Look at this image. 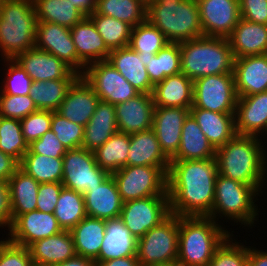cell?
I'll list each match as a JSON object with an SVG mask.
<instances>
[{"label": "cell", "mask_w": 267, "mask_h": 266, "mask_svg": "<svg viewBox=\"0 0 267 266\" xmlns=\"http://www.w3.org/2000/svg\"><path fill=\"white\" fill-rule=\"evenodd\" d=\"M217 174L215 158L170 161L167 174L170 212L208 217L213 208Z\"/></svg>", "instance_id": "cell-1"}, {"label": "cell", "mask_w": 267, "mask_h": 266, "mask_svg": "<svg viewBox=\"0 0 267 266\" xmlns=\"http://www.w3.org/2000/svg\"><path fill=\"white\" fill-rule=\"evenodd\" d=\"M262 142L261 137L236 134L216 149L218 174L261 192L267 182V152Z\"/></svg>", "instance_id": "cell-2"}, {"label": "cell", "mask_w": 267, "mask_h": 266, "mask_svg": "<svg viewBox=\"0 0 267 266\" xmlns=\"http://www.w3.org/2000/svg\"><path fill=\"white\" fill-rule=\"evenodd\" d=\"M210 217L179 216L178 257L181 266H208L215 250L230 235Z\"/></svg>", "instance_id": "cell-3"}, {"label": "cell", "mask_w": 267, "mask_h": 266, "mask_svg": "<svg viewBox=\"0 0 267 266\" xmlns=\"http://www.w3.org/2000/svg\"><path fill=\"white\" fill-rule=\"evenodd\" d=\"M146 20L172 43L203 36L197 0H147Z\"/></svg>", "instance_id": "cell-4"}, {"label": "cell", "mask_w": 267, "mask_h": 266, "mask_svg": "<svg viewBox=\"0 0 267 266\" xmlns=\"http://www.w3.org/2000/svg\"><path fill=\"white\" fill-rule=\"evenodd\" d=\"M181 73L192 81L233 73L234 56L228 38L202 36L180 43Z\"/></svg>", "instance_id": "cell-5"}, {"label": "cell", "mask_w": 267, "mask_h": 266, "mask_svg": "<svg viewBox=\"0 0 267 266\" xmlns=\"http://www.w3.org/2000/svg\"><path fill=\"white\" fill-rule=\"evenodd\" d=\"M37 18L32 0L0 1V51L3 59L35 47Z\"/></svg>", "instance_id": "cell-6"}, {"label": "cell", "mask_w": 267, "mask_h": 266, "mask_svg": "<svg viewBox=\"0 0 267 266\" xmlns=\"http://www.w3.org/2000/svg\"><path fill=\"white\" fill-rule=\"evenodd\" d=\"M260 192L252 185L226 178L220 174L216 176L214 203L211 214L208 216L216 220L219 215L233 220L241 225L254 226V220L258 218V206L254 198ZM257 206V207H256ZM219 215H218V214Z\"/></svg>", "instance_id": "cell-7"}, {"label": "cell", "mask_w": 267, "mask_h": 266, "mask_svg": "<svg viewBox=\"0 0 267 266\" xmlns=\"http://www.w3.org/2000/svg\"><path fill=\"white\" fill-rule=\"evenodd\" d=\"M179 216L170 214L137 242L140 266L169 264L178 257Z\"/></svg>", "instance_id": "cell-8"}, {"label": "cell", "mask_w": 267, "mask_h": 266, "mask_svg": "<svg viewBox=\"0 0 267 266\" xmlns=\"http://www.w3.org/2000/svg\"><path fill=\"white\" fill-rule=\"evenodd\" d=\"M169 167L125 166L111 175L115 179L123 202L150 196H162L167 191Z\"/></svg>", "instance_id": "cell-9"}, {"label": "cell", "mask_w": 267, "mask_h": 266, "mask_svg": "<svg viewBox=\"0 0 267 266\" xmlns=\"http://www.w3.org/2000/svg\"><path fill=\"white\" fill-rule=\"evenodd\" d=\"M237 100L233 73L208 75L193 81L191 107L218 113H235Z\"/></svg>", "instance_id": "cell-10"}, {"label": "cell", "mask_w": 267, "mask_h": 266, "mask_svg": "<svg viewBox=\"0 0 267 266\" xmlns=\"http://www.w3.org/2000/svg\"><path fill=\"white\" fill-rule=\"evenodd\" d=\"M170 214V201L166 191L162 196H150L124 202L120 219L138 240Z\"/></svg>", "instance_id": "cell-11"}, {"label": "cell", "mask_w": 267, "mask_h": 266, "mask_svg": "<svg viewBox=\"0 0 267 266\" xmlns=\"http://www.w3.org/2000/svg\"><path fill=\"white\" fill-rule=\"evenodd\" d=\"M109 175L97 165L94 153L85 148L67 150L63 156L61 183L67 189L84 194L101 185Z\"/></svg>", "instance_id": "cell-12"}, {"label": "cell", "mask_w": 267, "mask_h": 266, "mask_svg": "<svg viewBox=\"0 0 267 266\" xmlns=\"http://www.w3.org/2000/svg\"><path fill=\"white\" fill-rule=\"evenodd\" d=\"M81 76L101 101L113 105L126 102L140 94L107 60L87 65Z\"/></svg>", "instance_id": "cell-13"}, {"label": "cell", "mask_w": 267, "mask_h": 266, "mask_svg": "<svg viewBox=\"0 0 267 266\" xmlns=\"http://www.w3.org/2000/svg\"><path fill=\"white\" fill-rule=\"evenodd\" d=\"M203 36L228 38L240 19L239 0H197Z\"/></svg>", "instance_id": "cell-14"}, {"label": "cell", "mask_w": 267, "mask_h": 266, "mask_svg": "<svg viewBox=\"0 0 267 266\" xmlns=\"http://www.w3.org/2000/svg\"><path fill=\"white\" fill-rule=\"evenodd\" d=\"M8 230V240L26 248L35 241L63 231L53 213L37 209L17 216Z\"/></svg>", "instance_id": "cell-15"}, {"label": "cell", "mask_w": 267, "mask_h": 266, "mask_svg": "<svg viewBox=\"0 0 267 266\" xmlns=\"http://www.w3.org/2000/svg\"><path fill=\"white\" fill-rule=\"evenodd\" d=\"M33 82L55 79H78L81 75L53 54L36 47L14 58Z\"/></svg>", "instance_id": "cell-16"}, {"label": "cell", "mask_w": 267, "mask_h": 266, "mask_svg": "<svg viewBox=\"0 0 267 266\" xmlns=\"http://www.w3.org/2000/svg\"><path fill=\"white\" fill-rule=\"evenodd\" d=\"M190 108L155 106L152 129L157 136L161 151L171 160L178 152L181 132Z\"/></svg>", "instance_id": "cell-17"}, {"label": "cell", "mask_w": 267, "mask_h": 266, "mask_svg": "<svg viewBox=\"0 0 267 266\" xmlns=\"http://www.w3.org/2000/svg\"><path fill=\"white\" fill-rule=\"evenodd\" d=\"M70 33L77 52L79 75L84 73L87 65L108 59L111 51L88 16L71 27Z\"/></svg>", "instance_id": "cell-18"}, {"label": "cell", "mask_w": 267, "mask_h": 266, "mask_svg": "<svg viewBox=\"0 0 267 266\" xmlns=\"http://www.w3.org/2000/svg\"><path fill=\"white\" fill-rule=\"evenodd\" d=\"M35 47L53 54L77 72V52L69 28L37 21Z\"/></svg>", "instance_id": "cell-19"}, {"label": "cell", "mask_w": 267, "mask_h": 266, "mask_svg": "<svg viewBox=\"0 0 267 266\" xmlns=\"http://www.w3.org/2000/svg\"><path fill=\"white\" fill-rule=\"evenodd\" d=\"M155 103L152 93H140L115 105L118 132L132 135L152 128Z\"/></svg>", "instance_id": "cell-20"}, {"label": "cell", "mask_w": 267, "mask_h": 266, "mask_svg": "<svg viewBox=\"0 0 267 266\" xmlns=\"http://www.w3.org/2000/svg\"><path fill=\"white\" fill-rule=\"evenodd\" d=\"M233 74L238 97L267 91V54L235 59Z\"/></svg>", "instance_id": "cell-21"}, {"label": "cell", "mask_w": 267, "mask_h": 266, "mask_svg": "<svg viewBox=\"0 0 267 266\" xmlns=\"http://www.w3.org/2000/svg\"><path fill=\"white\" fill-rule=\"evenodd\" d=\"M100 101L93 88L80 76L67 91L57 112L73 123H88Z\"/></svg>", "instance_id": "cell-22"}, {"label": "cell", "mask_w": 267, "mask_h": 266, "mask_svg": "<svg viewBox=\"0 0 267 266\" xmlns=\"http://www.w3.org/2000/svg\"><path fill=\"white\" fill-rule=\"evenodd\" d=\"M266 126L267 91L238 97L235 111L236 134L258 137L265 132Z\"/></svg>", "instance_id": "cell-23"}, {"label": "cell", "mask_w": 267, "mask_h": 266, "mask_svg": "<svg viewBox=\"0 0 267 266\" xmlns=\"http://www.w3.org/2000/svg\"><path fill=\"white\" fill-rule=\"evenodd\" d=\"M83 196L87 216L104 220L120 217L124 202L111 174L101 185L94 186Z\"/></svg>", "instance_id": "cell-24"}, {"label": "cell", "mask_w": 267, "mask_h": 266, "mask_svg": "<svg viewBox=\"0 0 267 266\" xmlns=\"http://www.w3.org/2000/svg\"><path fill=\"white\" fill-rule=\"evenodd\" d=\"M107 61L140 93H153L154 85L149 79L145 60L130 46L112 50Z\"/></svg>", "instance_id": "cell-25"}, {"label": "cell", "mask_w": 267, "mask_h": 266, "mask_svg": "<svg viewBox=\"0 0 267 266\" xmlns=\"http://www.w3.org/2000/svg\"><path fill=\"white\" fill-rule=\"evenodd\" d=\"M228 40L235 59L267 54V25L240 18Z\"/></svg>", "instance_id": "cell-26"}, {"label": "cell", "mask_w": 267, "mask_h": 266, "mask_svg": "<svg viewBox=\"0 0 267 266\" xmlns=\"http://www.w3.org/2000/svg\"><path fill=\"white\" fill-rule=\"evenodd\" d=\"M138 240L119 218L106 220V231L100 253L95 262L108 261L115 258L136 256Z\"/></svg>", "instance_id": "cell-27"}, {"label": "cell", "mask_w": 267, "mask_h": 266, "mask_svg": "<svg viewBox=\"0 0 267 266\" xmlns=\"http://www.w3.org/2000/svg\"><path fill=\"white\" fill-rule=\"evenodd\" d=\"M28 249L33 262L48 266L60 264L77 255L73 235L67 230L35 241Z\"/></svg>", "instance_id": "cell-28"}, {"label": "cell", "mask_w": 267, "mask_h": 266, "mask_svg": "<svg viewBox=\"0 0 267 266\" xmlns=\"http://www.w3.org/2000/svg\"><path fill=\"white\" fill-rule=\"evenodd\" d=\"M117 132L115 105L100 100L84 127L82 148L94 152Z\"/></svg>", "instance_id": "cell-29"}, {"label": "cell", "mask_w": 267, "mask_h": 266, "mask_svg": "<svg viewBox=\"0 0 267 266\" xmlns=\"http://www.w3.org/2000/svg\"><path fill=\"white\" fill-rule=\"evenodd\" d=\"M190 114L215 150L236 135L235 113H218L191 107Z\"/></svg>", "instance_id": "cell-30"}, {"label": "cell", "mask_w": 267, "mask_h": 266, "mask_svg": "<svg viewBox=\"0 0 267 266\" xmlns=\"http://www.w3.org/2000/svg\"><path fill=\"white\" fill-rule=\"evenodd\" d=\"M127 166L170 167L152 128L130 135Z\"/></svg>", "instance_id": "cell-31"}, {"label": "cell", "mask_w": 267, "mask_h": 266, "mask_svg": "<svg viewBox=\"0 0 267 266\" xmlns=\"http://www.w3.org/2000/svg\"><path fill=\"white\" fill-rule=\"evenodd\" d=\"M152 95L155 106L191 108L193 81L183 73L168 76L154 86Z\"/></svg>", "instance_id": "cell-32"}, {"label": "cell", "mask_w": 267, "mask_h": 266, "mask_svg": "<svg viewBox=\"0 0 267 266\" xmlns=\"http://www.w3.org/2000/svg\"><path fill=\"white\" fill-rule=\"evenodd\" d=\"M215 152L197 121L189 114L182 127L178 152L170 161L211 159L215 158Z\"/></svg>", "instance_id": "cell-33"}, {"label": "cell", "mask_w": 267, "mask_h": 266, "mask_svg": "<svg viewBox=\"0 0 267 266\" xmlns=\"http://www.w3.org/2000/svg\"><path fill=\"white\" fill-rule=\"evenodd\" d=\"M7 182L11 199L12 221L19 215L36 210L40 183L20 167Z\"/></svg>", "instance_id": "cell-34"}, {"label": "cell", "mask_w": 267, "mask_h": 266, "mask_svg": "<svg viewBox=\"0 0 267 266\" xmlns=\"http://www.w3.org/2000/svg\"><path fill=\"white\" fill-rule=\"evenodd\" d=\"M106 231V220L86 216L72 230L76 254L95 260Z\"/></svg>", "instance_id": "cell-35"}, {"label": "cell", "mask_w": 267, "mask_h": 266, "mask_svg": "<svg viewBox=\"0 0 267 266\" xmlns=\"http://www.w3.org/2000/svg\"><path fill=\"white\" fill-rule=\"evenodd\" d=\"M37 21L71 28L87 15L68 0H32Z\"/></svg>", "instance_id": "cell-36"}, {"label": "cell", "mask_w": 267, "mask_h": 266, "mask_svg": "<svg viewBox=\"0 0 267 266\" xmlns=\"http://www.w3.org/2000/svg\"><path fill=\"white\" fill-rule=\"evenodd\" d=\"M151 83L155 86L166 77L181 73L180 43H167L156 55L143 56Z\"/></svg>", "instance_id": "cell-37"}, {"label": "cell", "mask_w": 267, "mask_h": 266, "mask_svg": "<svg viewBox=\"0 0 267 266\" xmlns=\"http://www.w3.org/2000/svg\"><path fill=\"white\" fill-rule=\"evenodd\" d=\"M130 135L117 132L93 153L97 165L112 174L127 166Z\"/></svg>", "instance_id": "cell-38"}, {"label": "cell", "mask_w": 267, "mask_h": 266, "mask_svg": "<svg viewBox=\"0 0 267 266\" xmlns=\"http://www.w3.org/2000/svg\"><path fill=\"white\" fill-rule=\"evenodd\" d=\"M77 79H55L33 82L30 97L38 110L57 111L67 91Z\"/></svg>", "instance_id": "cell-39"}, {"label": "cell", "mask_w": 267, "mask_h": 266, "mask_svg": "<svg viewBox=\"0 0 267 266\" xmlns=\"http://www.w3.org/2000/svg\"><path fill=\"white\" fill-rule=\"evenodd\" d=\"M94 11L135 27L146 21L147 0H96Z\"/></svg>", "instance_id": "cell-40"}, {"label": "cell", "mask_w": 267, "mask_h": 266, "mask_svg": "<svg viewBox=\"0 0 267 266\" xmlns=\"http://www.w3.org/2000/svg\"><path fill=\"white\" fill-rule=\"evenodd\" d=\"M19 167L38 183H61L63 179V158L25 153Z\"/></svg>", "instance_id": "cell-41"}, {"label": "cell", "mask_w": 267, "mask_h": 266, "mask_svg": "<svg viewBox=\"0 0 267 266\" xmlns=\"http://www.w3.org/2000/svg\"><path fill=\"white\" fill-rule=\"evenodd\" d=\"M53 214L62 230L71 231L87 216L83 194L63 187Z\"/></svg>", "instance_id": "cell-42"}, {"label": "cell", "mask_w": 267, "mask_h": 266, "mask_svg": "<svg viewBox=\"0 0 267 266\" xmlns=\"http://www.w3.org/2000/svg\"><path fill=\"white\" fill-rule=\"evenodd\" d=\"M107 48L112 51L129 46L132 26L110 16L97 14L94 10L88 15Z\"/></svg>", "instance_id": "cell-43"}, {"label": "cell", "mask_w": 267, "mask_h": 266, "mask_svg": "<svg viewBox=\"0 0 267 266\" xmlns=\"http://www.w3.org/2000/svg\"><path fill=\"white\" fill-rule=\"evenodd\" d=\"M168 42L164 34L147 20L132 27L129 46L139 53V56H154Z\"/></svg>", "instance_id": "cell-44"}, {"label": "cell", "mask_w": 267, "mask_h": 266, "mask_svg": "<svg viewBox=\"0 0 267 266\" xmlns=\"http://www.w3.org/2000/svg\"><path fill=\"white\" fill-rule=\"evenodd\" d=\"M0 150L19 163L22 161L29 145L22 134L20 120L0 116Z\"/></svg>", "instance_id": "cell-45"}, {"label": "cell", "mask_w": 267, "mask_h": 266, "mask_svg": "<svg viewBox=\"0 0 267 266\" xmlns=\"http://www.w3.org/2000/svg\"><path fill=\"white\" fill-rule=\"evenodd\" d=\"M233 241L230 234L215 250L208 266H248V247Z\"/></svg>", "instance_id": "cell-46"}, {"label": "cell", "mask_w": 267, "mask_h": 266, "mask_svg": "<svg viewBox=\"0 0 267 266\" xmlns=\"http://www.w3.org/2000/svg\"><path fill=\"white\" fill-rule=\"evenodd\" d=\"M51 130L66 150L82 147L84 126L71 122L57 111L52 112Z\"/></svg>", "instance_id": "cell-47"}, {"label": "cell", "mask_w": 267, "mask_h": 266, "mask_svg": "<svg viewBox=\"0 0 267 266\" xmlns=\"http://www.w3.org/2000/svg\"><path fill=\"white\" fill-rule=\"evenodd\" d=\"M6 61L8 63L6 76H8L5 81L3 80L5 83L3 89L1 87L0 94L29 95L32 79L15 59H4V63Z\"/></svg>", "instance_id": "cell-48"}, {"label": "cell", "mask_w": 267, "mask_h": 266, "mask_svg": "<svg viewBox=\"0 0 267 266\" xmlns=\"http://www.w3.org/2000/svg\"><path fill=\"white\" fill-rule=\"evenodd\" d=\"M38 111L30 95L0 94V116L22 120Z\"/></svg>", "instance_id": "cell-49"}, {"label": "cell", "mask_w": 267, "mask_h": 266, "mask_svg": "<svg viewBox=\"0 0 267 266\" xmlns=\"http://www.w3.org/2000/svg\"><path fill=\"white\" fill-rule=\"evenodd\" d=\"M52 111L38 110L20 120L22 134L30 145L51 130Z\"/></svg>", "instance_id": "cell-50"}, {"label": "cell", "mask_w": 267, "mask_h": 266, "mask_svg": "<svg viewBox=\"0 0 267 266\" xmlns=\"http://www.w3.org/2000/svg\"><path fill=\"white\" fill-rule=\"evenodd\" d=\"M32 262L30 251L8 239L0 241V266H29Z\"/></svg>", "instance_id": "cell-51"}, {"label": "cell", "mask_w": 267, "mask_h": 266, "mask_svg": "<svg viewBox=\"0 0 267 266\" xmlns=\"http://www.w3.org/2000/svg\"><path fill=\"white\" fill-rule=\"evenodd\" d=\"M66 148L62 145L55 133L50 130L42 135L38 140L33 141L29 145L26 153L41 154L47 157L63 158Z\"/></svg>", "instance_id": "cell-52"}, {"label": "cell", "mask_w": 267, "mask_h": 266, "mask_svg": "<svg viewBox=\"0 0 267 266\" xmlns=\"http://www.w3.org/2000/svg\"><path fill=\"white\" fill-rule=\"evenodd\" d=\"M63 187V184L59 182L40 183L36 209L41 212L54 213Z\"/></svg>", "instance_id": "cell-53"}, {"label": "cell", "mask_w": 267, "mask_h": 266, "mask_svg": "<svg viewBox=\"0 0 267 266\" xmlns=\"http://www.w3.org/2000/svg\"><path fill=\"white\" fill-rule=\"evenodd\" d=\"M240 18L267 25V0H239Z\"/></svg>", "instance_id": "cell-54"}, {"label": "cell", "mask_w": 267, "mask_h": 266, "mask_svg": "<svg viewBox=\"0 0 267 266\" xmlns=\"http://www.w3.org/2000/svg\"><path fill=\"white\" fill-rule=\"evenodd\" d=\"M12 224V208L8 182L0 180V227Z\"/></svg>", "instance_id": "cell-55"}, {"label": "cell", "mask_w": 267, "mask_h": 266, "mask_svg": "<svg viewBox=\"0 0 267 266\" xmlns=\"http://www.w3.org/2000/svg\"><path fill=\"white\" fill-rule=\"evenodd\" d=\"M19 166L20 163L15 158L0 150V180L8 181Z\"/></svg>", "instance_id": "cell-56"}, {"label": "cell", "mask_w": 267, "mask_h": 266, "mask_svg": "<svg viewBox=\"0 0 267 266\" xmlns=\"http://www.w3.org/2000/svg\"><path fill=\"white\" fill-rule=\"evenodd\" d=\"M96 266H140L136 256L115 258L103 262H95Z\"/></svg>", "instance_id": "cell-57"}, {"label": "cell", "mask_w": 267, "mask_h": 266, "mask_svg": "<svg viewBox=\"0 0 267 266\" xmlns=\"http://www.w3.org/2000/svg\"><path fill=\"white\" fill-rule=\"evenodd\" d=\"M248 266H267V252L248 247Z\"/></svg>", "instance_id": "cell-58"}, {"label": "cell", "mask_w": 267, "mask_h": 266, "mask_svg": "<svg viewBox=\"0 0 267 266\" xmlns=\"http://www.w3.org/2000/svg\"><path fill=\"white\" fill-rule=\"evenodd\" d=\"M54 266H96V263L90 258L76 255L73 258Z\"/></svg>", "instance_id": "cell-59"}, {"label": "cell", "mask_w": 267, "mask_h": 266, "mask_svg": "<svg viewBox=\"0 0 267 266\" xmlns=\"http://www.w3.org/2000/svg\"><path fill=\"white\" fill-rule=\"evenodd\" d=\"M77 8L83 11L87 16L94 10L96 0H68Z\"/></svg>", "instance_id": "cell-60"}, {"label": "cell", "mask_w": 267, "mask_h": 266, "mask_svg": "<svg viewBox=\"0 0 267 266\" xmlns=\"http://www.w3.org/2000/svg\"><path fill=\"white\" fill-rule=\"evenodd\" d=\"M149 266H181L177 261L169 264H158V265H149Z\"/></svg>", "instance_id": "cell-61"}, {"label": "cell", "mask_w": 267, "mask_h": 266, "mask_svg": "<svg viewBox=\"0 0 267 266\" xmlns=\"http://www.w3.org/2000/svg\"><path fill=\"white\" fill-rule=\"evenodd\" d=\"M29 266H48V265L39 264V263H35V262L32 261Z\"/></svg>", "instance_id": "cell-62"}, {"label": "cell", "mask_w": 267, "mask_h": 266, "mask_svg": "<svg viewBox=\"0 0 267 266\" xmlns=\"http://www.w3.org/2000/svg\"><path fill=\"white\" fill-rule=\"evenodd\" d=\"M266 134H267V126H266V129H265V134H262V136H263V135L266 136Z\"/></svg>", "instance_id": "cell-63"}]
</instances>
